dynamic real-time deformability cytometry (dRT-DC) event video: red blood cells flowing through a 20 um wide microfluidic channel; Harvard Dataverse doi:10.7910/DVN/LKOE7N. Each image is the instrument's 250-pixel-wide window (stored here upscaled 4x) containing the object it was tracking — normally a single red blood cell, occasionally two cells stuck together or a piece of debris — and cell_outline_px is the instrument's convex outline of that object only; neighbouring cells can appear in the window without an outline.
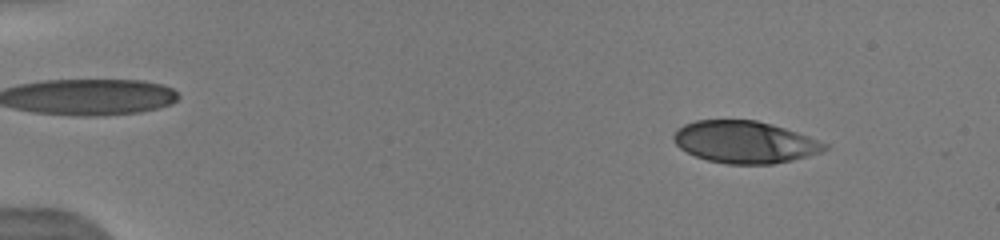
{"species": "human", "species_latin": "Homo sapiens", "temperature_condition": "warm", "stored_images_in_passage": 37, "camera_frame_rate_fps": 3000, "um_per_image_px": 0.085, "donor": {"sex": "male"}, "frame": {"image": 1, "passage_image": 5, "time_ms": 1.667, "image_size_px": [1000, 240], "cell_outline_px": [[828, 148], [820, 152], [808, 156], [792, 160], [772, 164], [728, 164], [708, 160], [696, 156], [680, 148], [676, 144], [672, 136], [676, 128], [684, 124], [696, 120], [756, 120], [772, 124], [808, 136], [828, 144]], "centroid_in_image_um": [63.28, 12.07], "position_along_channel_um": 21.7, "area_um2": 36.93}}
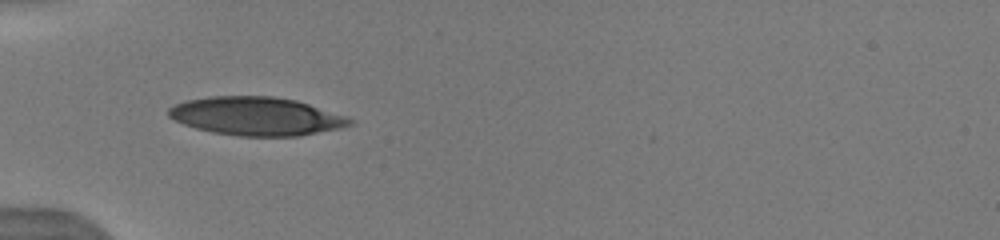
{"frame": {"image": 2, "passage_image": 19, "time_ms": 5.333, "image_size_px": [1000, 240], "cell_outline_px": [[356, 120], [352, 124], [340, 128], [300, 136], [240, 136], [212, 132], [196, 128], [184, 124], [168, 116], [168, 108], [184, 100], [208, 96], [272, 96], [296, 100], [348, 116]], "centroid_in_image_um": [21.81, 9.87], "position_along_channel_um": 63.2, "area_um2": 40.69}}
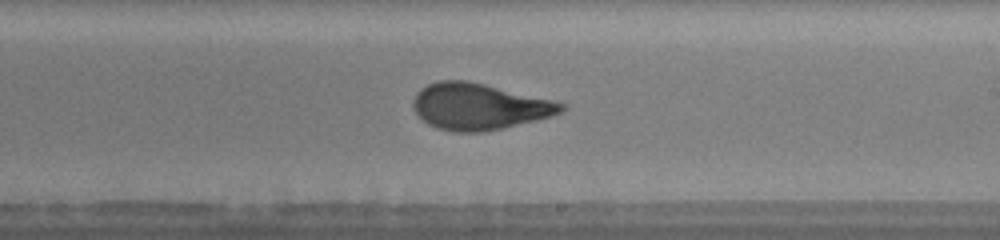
{"frame": {"image": 3, "passage_image": 33, "time_ms": 10.0, "image_size_px": [1000, 240], "cell_outline_px": [[568, 108], [552, 116], [536, 120], [484, 132], [452, 132], [436, 128], [428, 124], [412, 108], [412, 100], [416, 92], [420, 88], [436, 80], [468, 80], [552, 100], [568, 104]], "centroid_in_image_um": [40.7, 9.05], "position_along_channel_um": 248.3, "area_um2": 40.17}}